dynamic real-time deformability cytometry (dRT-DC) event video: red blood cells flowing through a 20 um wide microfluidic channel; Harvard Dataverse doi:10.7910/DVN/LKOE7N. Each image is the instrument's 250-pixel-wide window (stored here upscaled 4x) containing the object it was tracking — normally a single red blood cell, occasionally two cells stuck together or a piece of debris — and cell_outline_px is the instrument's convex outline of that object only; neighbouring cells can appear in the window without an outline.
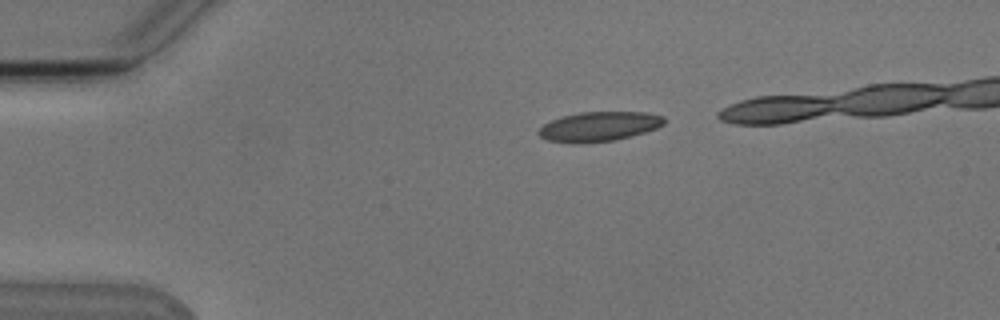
{"species": "Egyptian fruit bat (a non-hibernating species)", "species_latin": "Rousettus aegyptiacus", "temperature_condition": "cold", "stored_images_in_passage": 5, "camera_frame_rate_fps": 3000, "um_per_image_px": 0.085, "animal": {"sex": "male"}, "frame": {"image": 1, "passage_image": 1, "time_ms": 0.0, "image_size_px": [1000, 320], "cell_outline_px": [[664, 124], [656, 128], [632, 136], [616, 140], [580, 144], [572, 144], [548, 140], [540, 136], [536, 132], [544, 124], [552, 120], [564, 116], [580, 112], [644, 112], [664, 116]], "centroid_in_image_um": [50.9, 10.77], "position_along_channel_um": 34.1, "area_um2": 21.73}}
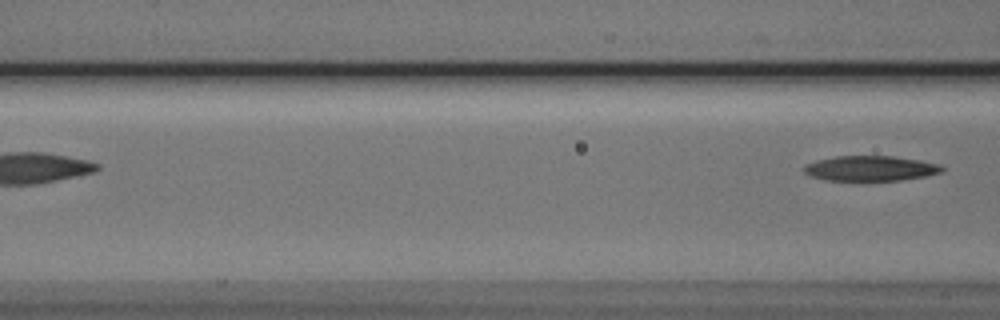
{"frame": {"image": 2, "passage_image": 5, "time_ms": 4.667, "image_size_px": [1000, 320], "cell_outline_px": [[944, 172], [928, 176], [900, 180], [824, 180], [812, 176], [804, 172], [800, 168], [804, 164], [816, 160], [836, 156], [892, 156], [920, 160], [940, 164], [944, 168]], "centroid_in_image_um": [73.99, 14.31], "position_along_channel_um": 92.6, "area_um2": 20.4}}